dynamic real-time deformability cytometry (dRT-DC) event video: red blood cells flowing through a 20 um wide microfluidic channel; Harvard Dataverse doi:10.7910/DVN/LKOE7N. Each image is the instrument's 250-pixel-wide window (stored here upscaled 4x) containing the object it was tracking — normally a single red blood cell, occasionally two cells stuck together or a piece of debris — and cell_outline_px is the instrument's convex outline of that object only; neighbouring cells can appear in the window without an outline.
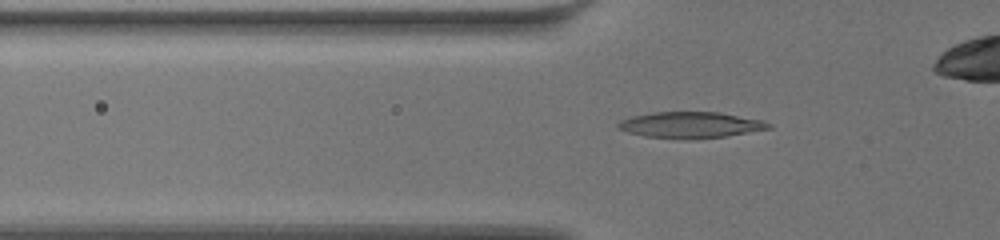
{"species": "common noctule bat (a hibernating species)", "species_latin": "Nyctalus noctula", "temperature_condition": "warm", "stored_images_in_passage": 32, "camera_frame_rate_fps": 3000, "um_per_image_px": 0.085, "animal": {"sex": "female", "body_mass_g": 19.5, "forearm_length_mm": 54.1}, "frame": {"image": 1, "passage_image": 12, "time_ms": 3.667, "image_size_px": [1000, 240], "cell_outline_px": [[772, 128], [724, 136], [684, 140], [644, 136], [628, 132], [620, 128], [616, 124], [620, 120], [632, 116], [652, 112], [720, 112], [764, 120], [772, 124]], "centroid_in_image_um": [58.71, 10.62], "position_along_channel_um": 67.1, "area_um2": 23.0}}
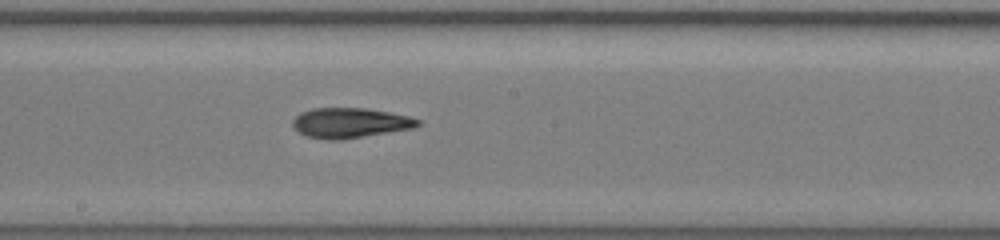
{"frame": {"image": 2, "passage_image": 20, "time_ms": 6.333, "image_size_px": [1000, 240], "cell_outline_px": [[420, 124], [416, 128], [344, 140], [328, 140], [308, 136], [300, 132], [292, 124], [292, 120], [300, 112], [312, 108], [368, 108], [408, 116], [420, 120]], "centroid_in_image_um": [29.78, 10.45], "position_along_channel_um": 218.4, "area_um2": 22.08}}
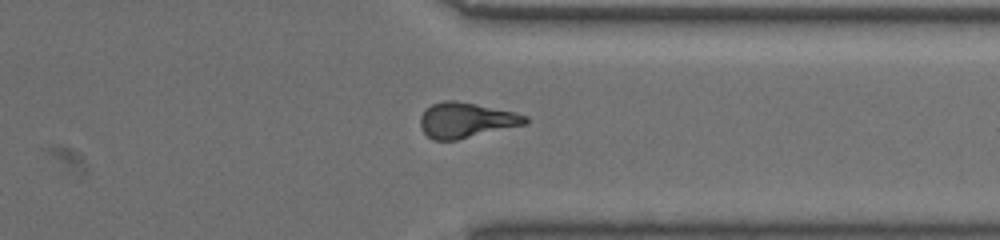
{"frame": {"image": 3, "passage_image": 28, "time_ms": 9.0, "image_size_px": [1000, 240], "cell_outline_px": [[528, 124], [456, 140], [432, 140], [420, 128], [420, 116], [432, 104], [444, 100], [456, 100], [476, 104], [512, 112], [528, 116]], "centroid_in_image_um": [39.61, 10.22], "position_along_channel_um": 371.8, "area_um2": 21.5}}